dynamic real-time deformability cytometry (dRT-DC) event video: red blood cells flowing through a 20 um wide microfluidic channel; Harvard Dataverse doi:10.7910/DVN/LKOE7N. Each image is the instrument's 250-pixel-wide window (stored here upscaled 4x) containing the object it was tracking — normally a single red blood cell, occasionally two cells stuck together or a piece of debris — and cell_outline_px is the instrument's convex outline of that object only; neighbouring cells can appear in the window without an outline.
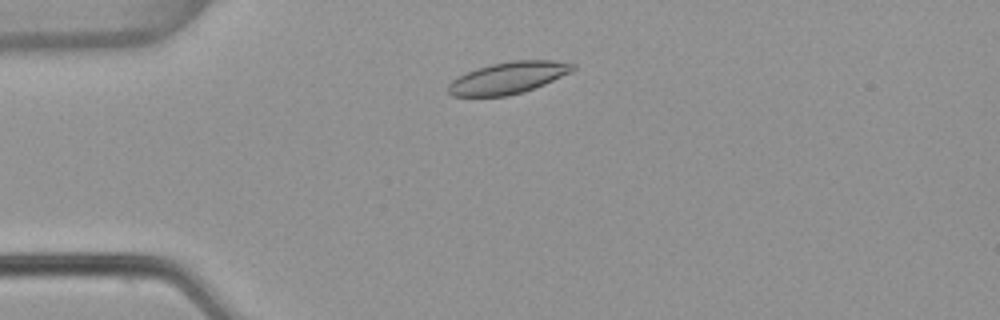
{"species": "common noctule bat (a hibernating species)", "species_latin": "Nyctalus noctula", "temperature_condition": "warm", "stored_images_in_passage": 47, "camera_frame_rate_fps": 3000, "um_per_image_px": 0.085, "animal": {"sex": "female", "body_mass_g": 22.7, "forearm_length_mm": 54.2}, "frame": {"image": 1, "passage_image": 7, "time_ms": 2.0, "image_size_px": [1000, 320], "cell_outline_px": [[576, 68], [572, 72], [544, 84], [524, 92], [508, 96], [452, 96], [448, 92], [448, 84], [452, 80], [476, 68], [492, 64], [512, 60], [552, 60], [576, 64]], "centroid_in_image_um": [43.22, 6.61], "position_along_channel_um": 41.8, "area_um2": 23.06}}
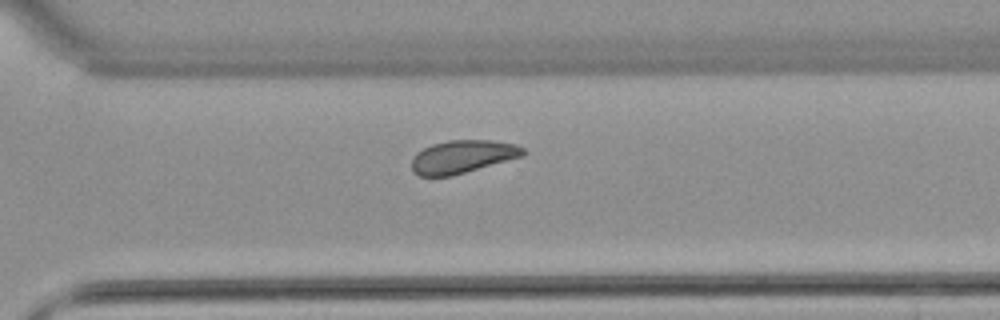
{"frame": {"image": 2, "passage_image": 32, "time_ms": 10.333, "image_size_px": [1000, 320], "cell_outline_px": [[528, 152], [524, 156], [452, 176], [420, 176], [412, 172], [412, 156], [416, 152], [432, 144], [448, 140], [492, 140], [516, 144], [524, 148]], "centroid_in_image_um": [39.33, 13.31], "position_along_channel_um": 331.3, "area_um2": 21.68}}
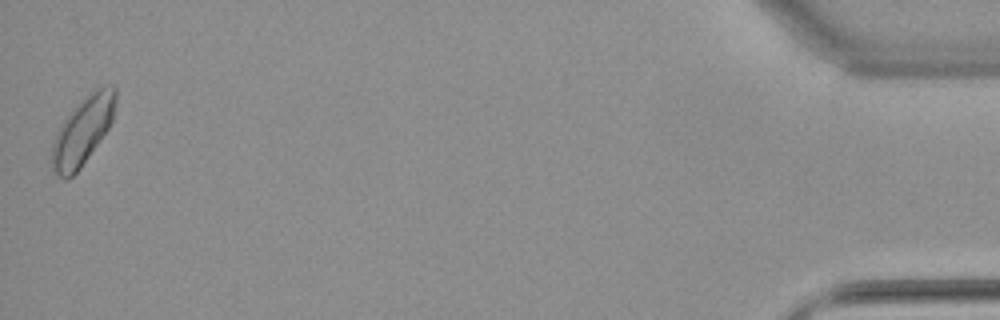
{"frame": {"image": 3, "passage_image": 47, "time_ms": 15.333, "image_size_px": [1000, 320], "cell_outline_px": [[116, 100], [112, 120], [108, 128], [80, 168], [68, 180], [64, 180], [56, 176], [52, 172], [52, 140], [60, 124], [80, 100], [84, 96], [96, 88], [104, 84], [112, 84], [116, 88]], "centroid_in_image_um": [7.01, 11.11], "position_along_channel_um": 428.2, "area_um2": 25.37}, "authors_computed_cell_mechanics": {"area_um2": 22.1374, "velocity_mm_per_s": 3.7976, "shape_relaxation_time_tau1_ms": 4.2386, "shape_relaxation_time_tau2_ms": 3.9049, "deformation_change_tau1": 0.1021, "deformation_change_tau2": 0.092}}